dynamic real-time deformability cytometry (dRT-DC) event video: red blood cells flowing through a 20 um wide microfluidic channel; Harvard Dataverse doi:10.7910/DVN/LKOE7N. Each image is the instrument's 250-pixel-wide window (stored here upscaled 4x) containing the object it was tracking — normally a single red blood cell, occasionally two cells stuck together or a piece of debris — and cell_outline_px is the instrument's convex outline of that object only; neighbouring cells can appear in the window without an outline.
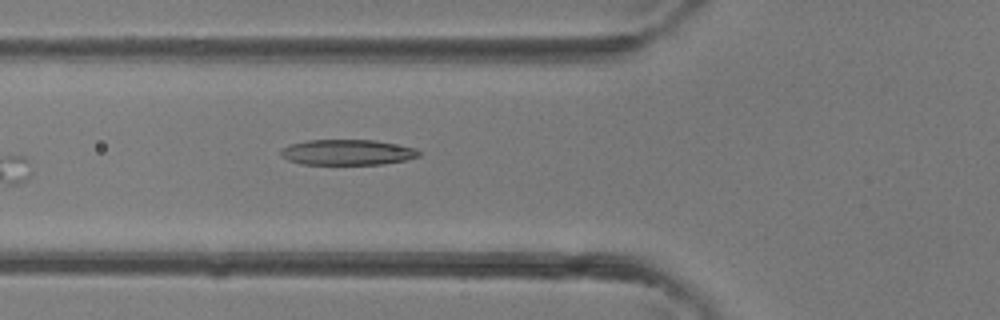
{"species": "common noctule bat (a hibernating species)", "species_latin": "Nyctalus noctula", "temperature_condition": "room temperature", "stored_images_in_passage": 4, "camera_frame_rate_fps": 3000, "um_per_image_px": 0.085, "animal": {"sex": "female"}, "frame": {"image": 1, "passage_image": 4, "time_ms": 1.0, "image_size_px": [1000, 320], "cell_outline_px": [[420, 156], [404, 160], [384, 164], [300, 164], [288, 160], [280, 156], [280, 148], [288, 144], [308, 140], [376, 140], [416, 148], [420, 152]], "centroid_in_image_um": [29.48, 12.94], "position_along_channel_um": 96.3, "area_um2": 20.69}}